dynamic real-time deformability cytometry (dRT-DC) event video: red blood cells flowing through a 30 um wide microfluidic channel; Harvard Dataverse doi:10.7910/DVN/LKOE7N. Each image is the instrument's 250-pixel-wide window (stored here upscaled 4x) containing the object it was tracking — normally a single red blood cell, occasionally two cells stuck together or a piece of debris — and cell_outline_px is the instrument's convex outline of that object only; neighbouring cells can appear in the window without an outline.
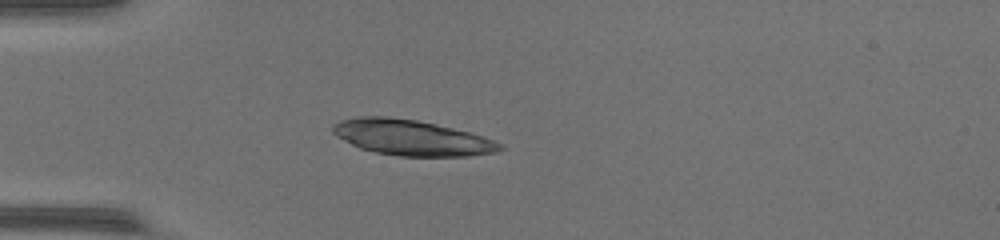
{"species": "common noctule bat (a hibernating species)", "species_latin": "Nyctalus noctula", "temperature_condition": "warm", "stored_images_in_passage": 52, "camera_frame_rate_fps": 3000, "um_per_image_px": 0.085, "animal": {"sex": "female", "body_mass_g": 17.0, "forearm_length_mm": 48.0}, "frame": {"image": 1, "passage_image": 16, "time_ms": 5.0, "image_size_px": [1000, 240], "cell_outline_px": [[504, 148], [496, 152], [468, 156], [400, 156], [376, 152], [360, 148], [336, 136], [332, 132], [332, 128], [340, 120], [360, 116], [388, 116], [416, 120], [452, 128], [468, 132], [504, 144]], "centroid_in_image_um": [34.97, 11.7], "position_along_channel_um": 50.0, "area_um2": 34.28}}